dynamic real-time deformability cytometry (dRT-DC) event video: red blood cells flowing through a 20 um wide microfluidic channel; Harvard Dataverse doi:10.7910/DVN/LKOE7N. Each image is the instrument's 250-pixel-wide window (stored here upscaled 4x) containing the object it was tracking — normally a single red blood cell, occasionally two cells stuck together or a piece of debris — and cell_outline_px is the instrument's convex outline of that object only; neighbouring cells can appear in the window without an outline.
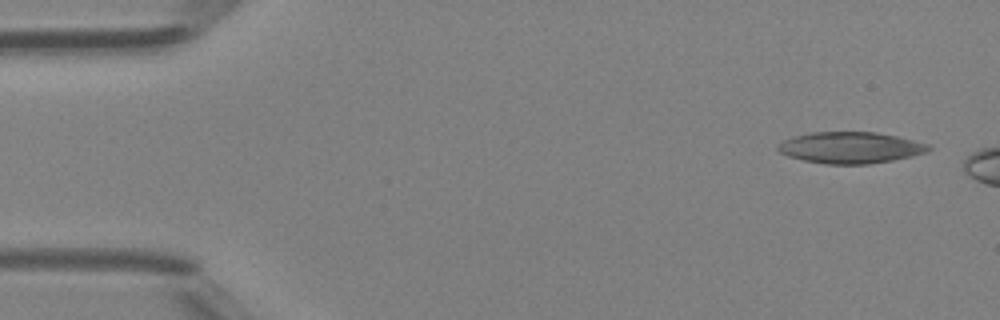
{"species": "Egyptian fruit bat (a non-hibernating species)", "species_latin": "Rousettus aegyptiacus", "temperature_condition": "room temperature", "stored_images_in_passage": 5, "camera_frame_rate_fps": 3000, "um_per_image_px": 0.085, "animal": {"sex": "female"}, "frame": {"image": 1, "passage_image": 1, "time_ms": 0.0, "image_size_px": [1000, 320], "cell_outline_px": [[932, 148], [928, 152], [912, 156], [892, 160], [868, 164], [824, 164], [804, 160], [788, 156], [780, 152], [776, 148], [776, 144], [792, 136], [808, 132], [876, 132], [896, 136], [928, 144]], "centroid_in_image_um": [72.25, 12.54], "position_along_channel_um": 12.7, "area_um2": 27.63}}